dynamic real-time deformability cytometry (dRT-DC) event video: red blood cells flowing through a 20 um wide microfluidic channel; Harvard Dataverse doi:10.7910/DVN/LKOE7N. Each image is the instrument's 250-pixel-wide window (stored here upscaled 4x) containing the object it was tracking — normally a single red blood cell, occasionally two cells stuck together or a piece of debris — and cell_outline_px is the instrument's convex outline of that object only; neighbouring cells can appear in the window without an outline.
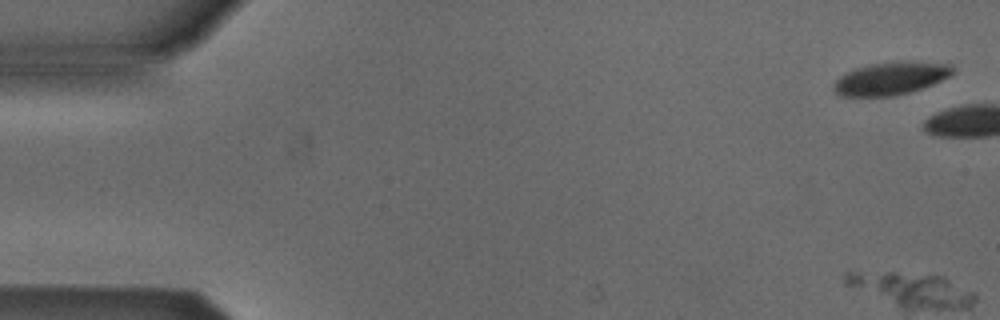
{"species": "Egyptian fruit bat (a non-hibernating species)", "species_latin": "Rousettus aegyptiacus", "temperature_condition": "cold", "stored_images_in_passage": 4, "camera_frame_rate_fps": 3000, "um_per_image_px": 0.085, "animal": {"sex": "male"}, "frame": {"image": 1, "passage_image": 2, "time_ms": 0.333, "image_size_px": [1000, 320], "cell_outline_px": [[952, 72], [948, 76], [932, 84], [908, 92], [892, 96], [840, 96], [832, 88], [832, 84], [840, 76], [856, 68], [868, 64], [896, 60], [908, 60], [952, 64]], "centroid_in_image_um": [75.68, 6.64], "position_along_channel_um": 9.3, "area_um2": 22.77}}